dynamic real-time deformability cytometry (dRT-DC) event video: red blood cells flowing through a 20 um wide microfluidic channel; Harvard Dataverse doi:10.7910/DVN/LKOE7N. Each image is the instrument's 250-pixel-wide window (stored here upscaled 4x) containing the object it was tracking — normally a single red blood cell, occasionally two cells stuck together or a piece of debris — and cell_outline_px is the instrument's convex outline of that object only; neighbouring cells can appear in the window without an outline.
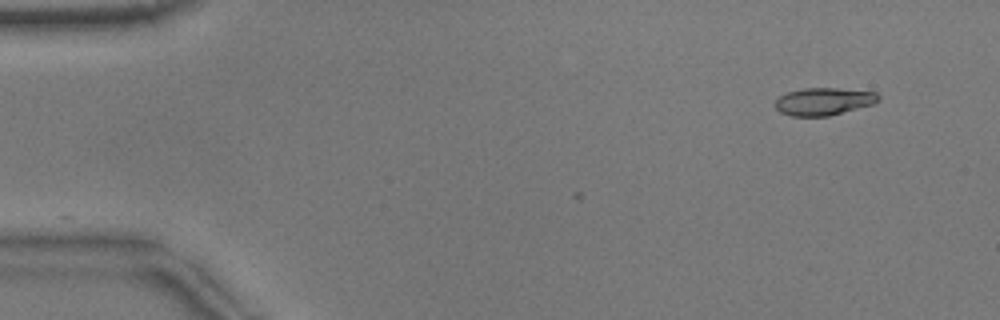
{"species": "common noctule bat (a hibernating species)", "species_latin": "Nyctalus noctula", "temperature_condition": "warm", "stored_images_in_passage": 3, "camera_frame_rate_fps": 3000, "um_per_image_px": 0.085, "animal": {"sex": "male", "body_mass_g": 17.9}, "frame": {"image": 1, "passage_image": 1, "time_ms": 0.0, "image_size_px": [1000, 320], "cell_outline_px": [[880, 100], [872, 104], [828, 116], [792, 116], [780, 112], [776, 108], [776, 100], [780, 96], [788, 92], [804, 88], [836, 88], [876, 92], [880, 96]], "centroid_in_image_um": [70.02, 8.62], "position_along_channel_um": 15.0, "area_um2": 16.36}}